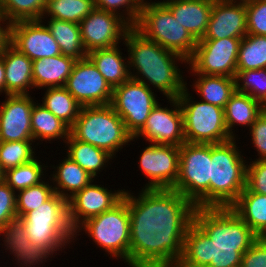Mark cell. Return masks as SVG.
Masks as SVG:
<instances>
[{
  "instance_id": "cell-1",
  "label": "cell",
  "mask_w": 266,
  "mask_h": 267,
  "mask_svg": "<svg viewBox=\"0 0 266 267\" xmlns=\"http://www.w3.org/2000/svg\"><path fill=\"white\" fill-rule=\"evenodd\" d=\"M130 214L129 265L176 267L195 205L173 189H144L138 198L124 193Z\"/></svg>"
},
{
  "instance_id": "cell-2",
  "label": "cell",
  "mask_w": 266,
  "mask_h": 267,
  "mask_svg": "<svg viewBox=\"0 0 266 267\" xmlns=\"http://www.w3.org/2000/svg\"><path fill=\"white\" fill-rule=\"evenodd\" d=\"M129 64L135 67L153 86L163 92L167 98H178L186 88L175 59L188 62L181 55L161 47L157 42L145 38L134 27L124 37Z\"/></svg>"
},
{
  "instance_id": "cell-3",
  "label": "cell",
  "mask_w": 266,
  "mask_h": 267,
  "mask_svg": "<svg viewBox=\"0 0 266 267\" xmlns=\"http://www.w3.org/2000/svg\"><path fill=\"white\" fill-rule=\"evenodd\" d=\"M70 134L79 141L106 150L112 156L134 139L110 104L82 106L78 118L70 128Z\"/></svg>"
},
{
  "instance_id": "cell-4",
  "label": "cell",
  "mask_w": 266,
  "mask_h": 267,
  "mask_svg": "<svg viewBox=\"0 0 266 267\" xmlns=\"http://www.w3.org/2000/svg\"><path fill=\"white\" fill-rule=\"evenodd\" d=\"M233 141L211 144L210 207H230L246 187L247 164Z\"/></svg>"
},
{
  "instance_id": "cell-5",
  "label": "cell",
  "mask_w": 266,
  "mask_h": 267,
  "mask_svg": "<svg viewBox=\"0 0 266 267\" xmlns=\"http://www.w3.org/2000/svg\"><path fill=\"white\" fill-rule=\"evenodd\" d=\"M21 219L28 239L52 254L77 233L68 220V201L57 193L35 210L25 213Z\"/></svg>"
},
{
  "instance_id": "cell-6",
  "label": "cell",
  "mask_w": 266,
  "mask_h": 267,
  "mask_svg": "<svg viewBox=\"0 0 266 267\" xmlns=\"http://www.w3.org/2000/svg\"><path fill=\"white\" fill-rule=\"evenodd\" d=\"M134 28L145 38L181 55L187 61L194 54L197 41L162 2L142 3Z\"/></svg>"
},
{
  "instance_id": "cell-7",
  "label": "cell",
  "mask_w": 266,
  "mask_h": 267,
  "mask_svg": "<svg viewBox=\"0 0 266 267\" xmlns=\"http://www.w3.org/2000/svg\"><path fill=\"white\" fill-rule=\"evenodd\" d=\"M211 144L187 143L180 146L176 190L196 208L210 207Z\"/></svg>"
},
{
  "instance_id": "cell-8",
  "label": "cell",
  "mask_w": 266,
  "mask_h": 267,
  "mask_svg": "<svg viewBox=\"0 0 266 267\" xmlns=\"http://www.w3.org/2000/svg\"><path fill=\"white\" fill-rule=\"evenodd\" d=\"M187 88L178 96L183 114L185 142L219 144L233 139L226 127L224 108L207 102H190Z\"/></svg>"
},
{
  "instance_id": "cell-9",
  "label": "cell",
  "mask_w": 266,
  "mask_h": 267,
  "mask_svg": "<svg viewBox=\"0 0 266 267\" xmlns=\"http://www.w3.org/2000/svg\"><path fill=\"white\" fill-rule=\"evenodd\" d=\"M250 246L214 244L193 221L186 231L183 254L176 267H240L242 256Z\"/></svg>"
},
{
  "instance_id": "cell-10",
  "label": "cell",
  "mask_w": 266,
  "mask_h": 267,
  "mask_svg": "<svg viewBox=\"0 0 266 267\" xmlns=\"http://www.w3.org/2000/svg\"><path fill=\"white\" fill-rule=\"evenodd\" d=\"M81 225L96 244L111 256L122 257L129 265L130 214L124 197L112 209L87 219Z\"/></svg>"
},
{
  "instance_id": "cell-11",
  "label": "cell",
  "mask_w": 266,
  "mask_h": 267,
  "mask_svg": "<svg viewBox=\"0 0 266 267\" xmlns=\"http://www.w3.org/2000/svg\"><path fill=\"white\" fill-rule=\"evenodd\" d=\"M145 78H130L113 89L110 105L122 118L127 132L134 137L144 126L151 110L158 104Z\"/></svg>"
},
{
  "instance_id": "cell-12",
  "label": "cell",
  "mask_w": 266,
  "mask_h": 267,
  "mask_svg": "<svg viewBox=\"0 0 266 267\" xmlns=\"http://www.w3.org/2000/svg\"><path fill=\"white\" fill-rule=\"evenodd\" d=\"M193 221L214 244L252 245L259 238L230 207L195 208Z\"/></svg>"
},
{
  "instance_id": "cell-13",
  "label": "cell",
  "mask_w": 266,
  "mask_h": 267,
  "mask_svg": "<svg viewBox=\"0 0 266 267\" xmlns=\"http://www.w3.org/2000/svg\"><path fill=\"white\" fill-rule=\"evenodd\" d=\"M242 38L201 39L188 60L197 74L235 78L237 57Z\"/></svg>"
},
{
  "instance_id": "cell-14",
  "label": "cell",
  "mask_w": 266,
  "mask_h": 267,
  "mask_svg": "<svg viewBox=\"0 0 266 267\" xmlns=\"http://www.w3.org/2000/svg\"><path fill=\"white\" fill-rule=\"evenodd\" d=\"M64 87L81 106L111 103L113 89L88 57L74 63Z\"/></svg>"
},
{
  "instance_id": "cell-15",
  "label": "cell",
  "mask_w": 266,
  "mask_h": 267,
  "mask_svg": "<svg viewBox=\"0 0 266 267\" xmlns=\"http://www.w3.org/2000/svg\"><path fill=\"white\" fill-rule=\"evenodd\" d=\"M124 19V16L94 8L79 23L81 38L87 53L117 46L120 37L123 39L131 28Z\"/></svg>"
},
{
  "instance_id": "cell-16",
  "label": "cell",
  "mask_w": 266,
  "mask_h": 267,
  "mask_svg": "<svg viewBox=\"0 0 266 267\" xmlns=\"http://www.w3.org/2000/svg\"><path fill=\"white\" fill-rule=\"evenodd\" d=\"M140 168L150 178L145 189H172L178 178L180 147L152 144L139 158Z\"/></svg>"
},
{
  "instance_id": "cell-17",
  "label": "cell",
  "mask_w": 266,
  "mask_h": 267,
  "mask_svg": "<svg viewBox=\"0 0 266 267\" xmlns=\"http://www.w3.org/2000/svg\"><path fill=\"white\" fill-rule=\"evenodd\" d=\"M175 110L160 107L157 104L150 112L143 128L133 137L144 135L154 144L175 145L180 147L185 142L183 114L178 98H169Z\"/></svg>"
},
{
  "instance_id": "cell-18",
  "label": "cell",
  "mask_w": 266,
  "mask_h": 267,
  "mask_svg": "<svg viewBox=\"0 0 266 267\" xmlns=\"http://www.w3.org/2000/svg\"><path fill=\"white\" fill-rule=\"evenodd\" d=\"M41 21H18L11 24L10 44L32 61L61 54L57 41Z\"/></svg>"
},
{
  "instance_id": "cell-19",
  "label": "cell",
  "mask_w": 266,
  "mask_h": 267,
  "mask_svg": "<svg viewBox=\"0 0 266 267\" xmlns=\"http://www.w3.org/2000/svg\"><path fill=\"white\" fill-rule=\"evenodd\" d=\"M124 193L123 190L111 193L106 188L91 183L85 186L68 200V220L71 228L74 231L80 230L79 225L87 219L112 209L123 199Z\"/></svg>"
},
{
  "instance_id": "cell-20",
  "label": "cell",
  "mask_w": 266,
  "mask_h": 267,
  "mask_svg": "<svg viewBox=\"0 0 266 267\" xmlns=\"http://www.w3.org/2000/svg\"><path fill=\"white\" fill-rule=\"evenodd\" d=\"M28 95H7V100L1 105L0 142H33L31 111L34 102Z\"/></svg>"
},
{
  "instance_id": "cell-21",
  "label": "cell",
  "mask_w": 266,
  "mask_h": 267,
  "mask_svg": "<svg viewBox=\"0 0 266 267\" xmlns=\"http://www.w3.org/2000/svg\"><path fill=\"white\" fill-rule=\"evenodd\" d=\"M235 2L214 0L207 31L202 39L243 38L247 35L246 3Z\"/></svg>"
},
{
  "instance_id": "cell-22",
  "label": "cell",
  "mask_w": 266,
  "mask_h": 267,
  "mask_svg": "<svg viewBox=\"0 0 266 267\" xmlns=\"http://www.w3.org/2000/svg\"><path fill=\"white\" fill-rule=\"evenodd\" d=\"M162 3L196 41L203 38L214 0H163Z\"/></svg>"
},
{
  "instance_id": "cell-23",
  "label": "cell",
  "mask_w": 266,
  "mask_h": 267,
  "mask_svg": "<svg viewBox=\"0 0 266 267\" xmlns=\"http://www.w3.org/2000/svg\"><path fill=\"white\" fill-rule=\"evenodd\" d=\"M2 57L5 67L6 95L28 94L27 89L34 86L33 61L11 44L4 50Z\"/></svg>"
},
{
  "instance_id": "cell-24",
  "label": "cell",
  "mask_w": 266,
  "mask_h": 267,
  "mask_svg": "<svg viewBox=\"0 0 266 267\" xmlns=\"http://www.w3.org/2000/svg\"><path fill=\"white\" fill-rule=\"evenodd\" d=\"M76 60L64 56L45 57L32 62L34 87H64Z\"/></svg>"
},
{
  "instance_id": "cell-25",
  "label": "cell",
  "mask_w": 266,
  "mask_h": 267,
  "mask_svg": "<svg viewBox=\"0 0 266 267\" xmlns=\"http://www.w3.org/2000/svg\"><path fill=\"white\" fill-rule=\"evenodd\" d=\"M230 208L259 236L266 237V195L246 187Z\"/></svg>"
},
{
  "instance_id": "cell-26",
  "label": "cell",
  "mask_w": 266,
  "mask_h": 267,
  "mask_svg": "<svg viewBox=\"0 0 266 267\" xmlns=\"http://www.w3.org/2000/svg\"><path fill=\"white\" fill-rule=\"evenodd\" d=\"M120 53L118 47L115 46L93 50L87 55L112 89L126 82L131 74Z\"/></svg>"
},
{
  "instance_id": "cell-27",
  "label": "cell",
  "mask_w": 266,
  "mask_h": 267,
  "mask_svg": "<svg viewBox=\"0 0 266 267\" xmlns=\"http://www.w3.org/2000/svg\"><path fill=\"white\" fill-rule=\"evenodd\" d=\"M264 109L265 107L251 96L235 91L224 108L225 123L229 135L234 139L231 128L235 123L251 127Z\"/></svg>"
},
{
  "instance_id": "cell-28",
  "label": "cell",
  "mask_w": 266,
  "mask_h": 267,
  "mask_svg": "<svg viewBox=\"0 0 266 267\" xmlns=\"http://www.w3.org/2000/svg\"><path fill=\"white\" fill-rule=\"evenodd\" d=\"M48 23L47 27L57 41L62 55L76 61L87 57L79 24L53 18H50Z\"/></svg>"
},
{
  "instance_id": "cell-29",
  "label": "cell",
  "mask_w": 266,
  "mask_h": 267,
  "mask_svg": "<svg viewBox=\"0 0 266 267\" xmlns=\"http://www.w3.org/2000/svg\"><path fill=\"white\" fill-rule=\"evenodd\" d=\"M196 91L203 97L202 100L209 104L225 108L226 103L236 91L235 78L227 76H214L198 74Z\"/></svg>"
},
{
  "instance_id": "cell-30",
  "label": "cell",
  "mask_w": 266,
  "mask_h": 267,
  "mask_svg": "<svg viewBox=\"0 0 266 267\" xmlns=\"http://www.w3.org/2000/svg\"><path fill=\"white\" fill-rule=\"evenodd\" d=\"M57 169L56 175L53 174V181H56L58 186L53 187L54 192L67 201L85 186L93 182V176L69 157L60 163ZM60 189L70 191V195L68 196V193L65 194L63 191H60Z\"/></svg>"
},
{
  "instance_id": "cell-31",
  "label": "cell",
  "mask_w": 266,
  "mask_h": 267,
  "mask_svg": "<svg viewBox=\"0 0 266 267\" xmlns=\"http://www.w3.org/2000/svg\"><path fill=\"white\" fill-rule=\"evenodd\" d=\"M66 140L68 145L70 144L67 157L79 164L93 178L96 176L97 171L104 167V163L112 158V155L106 150L79 141L71 134Z\"/></svg>"
},
{
  "instance_id": "cell-32",
  "label": "cell",
  "mask_w": 266,
  "mask_h": 267,
  "mask_svg": "<svg viewBox=\"0 0 266 267\" xmlns=\"http://www.w3.org/2000/svg\"><path fill=\"white\" fill-rule=\"evenodd\" d=\"M45 94L42 106L71 128L82 106L65 87L48 88Z\"/></svg>"
},
{
  "instance_id": "cell-33",
  "label": "cell",
  "mask_w": 266,
  "mask_h": 267,
  "mask_svg": "<svg viewBox=\"0 0 266 267\" xmlns=\"http://www.w3.org/2000/svg\"><path fill=\"white\" fill-rule=\"evenodd\" d=\"M31 130L33 140H52L60 137L67 139L70 134V128L65 123L44 106L36 104L31 111Z\"/></svg>"
},
{
  "instance_id": "cell-34",
  "label": "cell",
  "mask_w": 266,
  "mask_h": 267,
  "mask_svg": "<svg viewBox=\"0 0 266 267\" xmlns=\"http://www.w3.org/2000/svg\"><path fill=\"white\" fill-rule=\"evenodd\" d=\"M266 68V36L247 34L241 39L237 71Z\"/></svg>"
},
{
  "instance_id": "cell-35",
  "label": "cell",
  "mask_w": 266,
  "mask_h": 267,
  "mask_svg": "<svg viewBox=\"0 0 266 267\" xmlns=\"http://www.w3.org/2000/svg\"><path fill=\"white\" fill-rule=\"evenodd\" d=\"M47 0H0V14L9 23L42 20Z\"/></svg>"
},
{
  "instance_id": "cell-36",
  "label": "cell",
  "mask_w": 266,
  "mask_h": 267,
  "mask_svg": "<svg viewBox=\"0 0 266 267\" xmlns=\"http://www.w3.org/2000/svg\"><path fill=\"white\" fill-rule=\"evenodd\" d=\"M94 8V0H47L44 14L79 24Z\"/></svg>"
},
{
  "instance_id": "cell-37",
  "label": "cell",
  "mask_w": 266,
  "mask_h": 267,
  "mask_svg": "<svg viewBox=\"0 0 266 267\" xmlns=\"http://www.w3.org/2000/svg\"><path fill=\"white\" fill-rule=\"evenodd\" d=\"M42 165L38 160L8 169L3 174V180L15 191L23 190L28 187L41 183L43 174Z\"/></svg>"
},
{
  "instance_id": "cell-38",
  "label": "cell",
  "mask_w": 266,
  "mask_h": 267,
  "mask_svg": "<svg viewBox=\"0 0 266 267\" xmlns=\"http://www.w3.org/2000/svg\"><path fill=\"white\" fill-rule=\"evenodd\" d=\"M236 91L251 96L266 108V68L237 71ZM243 81V85L240 82Z\"/></svg>"
},
{
  "instance_id": "cell-39",
  "label": "cell",
  "mask_w": 266,
  "mask_h": 267,
  "mask_svg": "<svg viewBox=\"0 0 266 267\" xmlns=\"http://www.w3.org/2000/svg\"><path fill=\"white\" fill-rule=\"evenodd\" d=\"M30 141L0 142V168L3 172L8 169L31 162L34 152Z\"/></svg>"
},
{
  "instance_id": "cell-40",
  "label": "cell",
  "mask_w": 266,
  "mask_h": 267,
  "mask_svg": "<svg viewBox=\"0 0 266 267\" xmlns=\"http://www.w3.org/2000/svg\"><path fill=\"white\" fill-rule=\"evenodd\" d=\"M54 193V188L43 181L40 184L20 190L16 197L17 217L21 218L25 213L35 210Z\"/></svg>"
},
{
  "instance_id": "cell-41",
  "label": "cell",
  "mask_w": 266,
  "mask_h": 267,
  "mask_svg": "<svg viewBox=\"0 0 266 267\" xmlns=\"http://www.w3.org/2000/svg\"><path fill=\"white\" fill-rule=\"evenodd\" d=\"M246 3L247 34L266 36V0Z\"/></svg>"
},
{
  "instance_id": "cell-42",
  "label": "cell",
  "mask_w": 266,
  "mask_h": 267,
  "mask_svg": "<svg viewBox=\"0 0 266 267\" xmlns=\"http://www.w3.org/2000/svg\"><path fill=\"white\" fill-rule=\"evenodd\" d=\"M141 4L139 0H94L95 8L114 14H120L117 13V9L126 6L128 15L126 22L131 27H134L139 19Z\"/></svg>"
},
{
  "instance_id": "cell-43",
  "label": "cell",
  "mask_w": 266,
  "mask_h": 267,
  "mask_svg": "<svg viewBox=\"0 0 266 267\" xmlns=\"http://www.w3.org/2000/svg\"><path fill=\"white\" fill-rule=\"evenodd\" d=\"M15 193L4 180L0 181V230L17 218Z\"/></svg>"
},
{
  "instance_id": "cell-44",
  "label": "cell",
  "mask_w": 266,
  "mask_h": 267,
  "mask_svg": "<svg viewBox=\"0 0 266 267\" xmlns=\"http://www.w3.org/2000/svg\"><path fill=\"white\" fill-rule=\"evenodd\" d=\"M246 188L266 195V160H255L246 168Z\"/></svg>"
},
{
  "instance_id": "cell-45",
  "label": "cell",
  "mask_w": 266,
  "mask_h": 267,
  "mask_svg": "<svg viewBox=\"0 0 266 267\" xmlns=\"http://www.w3.org/2000/svg\"><path fill=\"white\" fill-rule=\"evenodd\" d=\"M1 233L6 236L7 247H23L32 243L26 234L23 220L18 217L10 220L8 225L0 230V235Z\"/></svg>"
},
{
  "instance_id": "cell-46",
  "label": "cell",
  "mask_w": 266,
  "mask_h": 267,
  "mask_svg": "<svg viewBox=\"0 0 266 267\" xmlns=\"http://www.w3.org/2000/svg\"><path fill=\"white\" fill-rule=\"evenodd\" d=\"M9 249L12 250L14 256L18 258V262L21 261L23 263L22 267L23 265L25 267H30L36 263L38 264V262L42 263L43 259L46 260V258H48L50 255V252L46 248L33 243L29 244L28 246L10 247Z\"/></svg>"
},
{
  "instance_id": "cell-47",
  "label": "cell",
  "mask_w": 266,
  "mask_h": 267,
  "mask_svg": "<svg viewBox=\"0 0 266 267\" xmlns=\"http://www.w3.org/2000/svg\"><path fill=\"white\" fill-rule=\"evenodd\" d=\"M240 267H266V237H259L243 254Z\"/></svg>"
},
{
  "instance_id": "cell-48",
  "label": "cell",
  "mask_w": 266,
  "mask_h": 267,
  "mask_svg": "<svg viewBox=\"0 0 266 267\" xmlns=\"http://www.w3.org/2000/svg\"><path fill=\"white\" fill-rule=\"evenodd\" d=\"M252 141L261 155L258 160H266V108L257 117L255 122L250 127Z\"/></svg>"
},
{
  "instance_id": "cell-49",
  "label": "cell",
  "mask_w": 266,
  "mask_h": 267,
  "mask_svg": "<svg viewBox=\"0 0 266 267\" xmlns=\"http://www.w3.org/2000/svg\"><path fill=\"white\" fill-rule=\"evenodd\" d=\"M1 21H6L4 17H0ZM7 27L4 29L0 26V55L4 53V50L10 45L11 41V23H7Z\"/></svg>"
},
{
  "instance_id": "cell-50",
  "label": "cell",
  "mask_w": 266,
  "mask_h": 267,
  "mask_svg": "<svg viewBox=\"0 0 266 267\" xmlns=\"http://www.w3.org/2000/svg\"><path fill=\"white\" fill-rule=\"evenodd\" d=\"M5 92V67L3 57L0 55V92Z\"/></svg>"
},
{
  "instance_id": "cell-51",
  "label": "cell",
  "mask_w": 266,
  "mask_h": 267,
  "mask_svg": "<svg viewBox=\"0 0 266 267\" xmlns=\"http://www.w3.org/2000/svg\"><path fill=\"white\" fill-rule=\"evenodd\" d=\"M3 174H4V172L1 170V168H0V181H2L3 180Z\"/></svg>"
},
{
  "instance_id": "cell-52",
  "label": "cell",
  "mask_w": 266,
  "mask_h": 267,
  "mask_svg": "<svg viewBox=\"0 0 266 267\" xmlns=\"http://www.w3.org/2000/svg\"><path fill=\"white\" fill-rule=\"evenodd\" d=\"M202 267H217V266L206 265V266H202Z\"/></svg>"
}]
</instances>
